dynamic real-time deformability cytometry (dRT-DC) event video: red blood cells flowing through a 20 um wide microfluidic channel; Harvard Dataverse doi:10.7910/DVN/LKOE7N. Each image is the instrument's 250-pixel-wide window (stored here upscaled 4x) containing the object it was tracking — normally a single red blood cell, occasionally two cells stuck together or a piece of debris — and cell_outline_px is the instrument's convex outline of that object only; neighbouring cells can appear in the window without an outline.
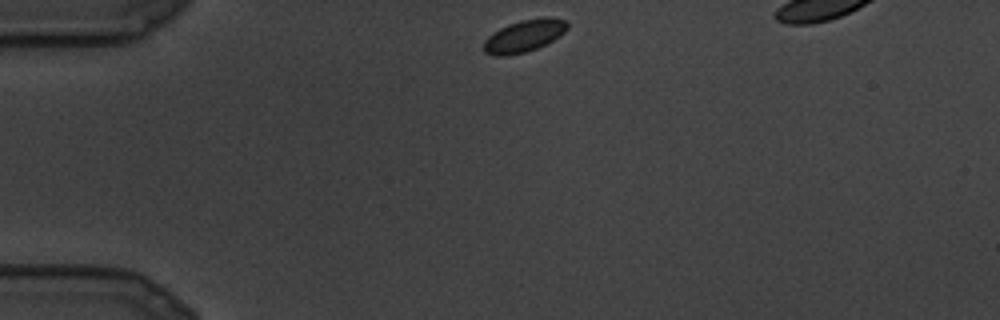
{"species": "common noctule bat (a hibernating species)", "species_latin": "Nyctalus noctula", "temperature_condition": "cold", "stored_images_in_passage": 8, "camera_frame_rate_fps": 3000, "um_per_image_px": 0.085, "animal": {"sex": "male", "body_mass_g": 19.5, "forearm_length_mm": 54.6}, "frame": {"image": 1, "passage_image": 1, "time_ms": 0.0, "image_size_px": [1000, 320], "cell_outline_px": [[568, 28], [560, 36], [536, 48], [524, 52], [508, 56], [496, 56], [484, 52], [484, 40], [492, 32], [508, 24], [520, 20], [568, 20]], "centroid_in_image_um": [44.48, 3.1], "position_along_channel_um": 40.5, "area_um2": 15.09}}
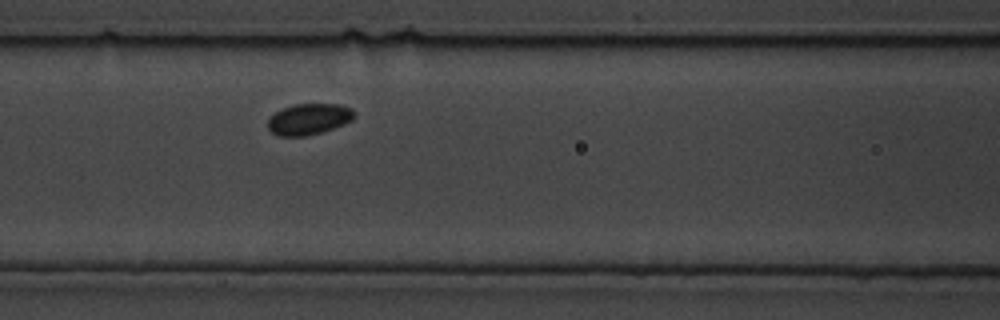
{"frame": {"image": 2, "passage_image": 6, "time_ms": 1.667, "image_size_px": [1000, 320], "cell_outline_px": [[352, 120], [344, 124], [320, 132], [304, 136], [280, 136], [272, 132], [268, 128], [268, 120], [276, 112], [284, 108], [296, 104], [340, 104], [352, 108]], "centroid_in_image_um": [26.24, 10.12], "position_along_channel_um": 140.4, "area_um2": 15.32}}
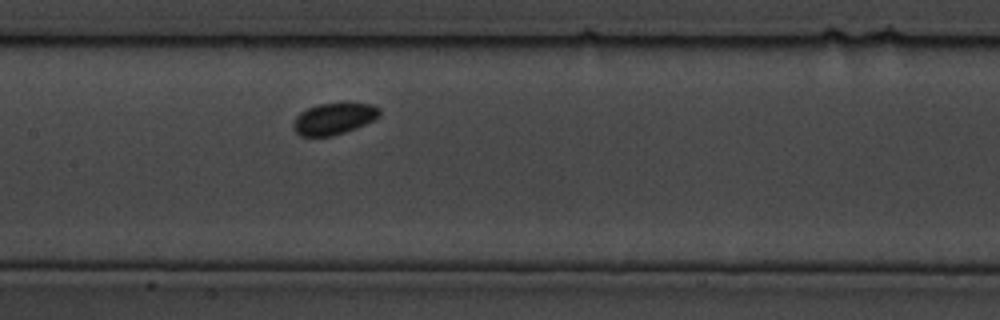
{"frame": {"image": 3, "passage_image": 8, "time_ms": 2.333, "image_size_px": [1000, 320], "cell_outline_px": [[380, 116], [364, 124], [344, 132], [332, 136], [300, 136], [292, 128], [292, 124], [296, 116], [300, 112], [308, 108], [320, 104], [372, 104], [380, 108]], "centroid_in_image_um": [28.34, 10.1], "position_along_channel_um": 179.1, "area_um2": 15.55}}